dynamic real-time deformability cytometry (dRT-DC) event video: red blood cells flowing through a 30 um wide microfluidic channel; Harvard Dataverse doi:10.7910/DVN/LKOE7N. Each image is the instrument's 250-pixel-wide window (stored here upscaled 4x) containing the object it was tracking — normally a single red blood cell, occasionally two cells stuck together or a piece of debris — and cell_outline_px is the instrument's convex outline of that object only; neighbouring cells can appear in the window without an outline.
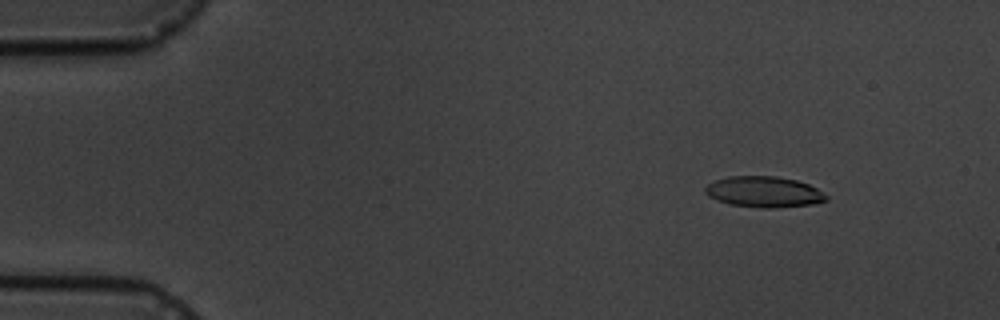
{"species": "common noctule bat (a hibernating species)", "species_latin": "Nyctalus noctula", "temperature_condition": "cold", "stored_images_in_passage": 15, "camera_frame_rate_fps": 3000, "um_per_image_px": 0.085, "animal": {"sex": "male", "body_mass_g": 19.5, "forearm_length_mm": 54.6}, "frame": {"image": 1, "passage_image": 2, "time_ms": 1.333, "image_size_px": [1000, 320], "cell_outline_px": [[828, 200], [812, 204], [772, 208], [760, 208], [732, 204], [716, 200], [708, 196], [704, 192], [704, 188], [708, 184], [716, 180], [728, 176], [776, 176], [796, 180], [808, 184], [816, 188], [828, 196]], "centroid_in_image_um": [64.92, 16.3], "position_along_channel_um": 20.1, "area_um2": 21.73}}
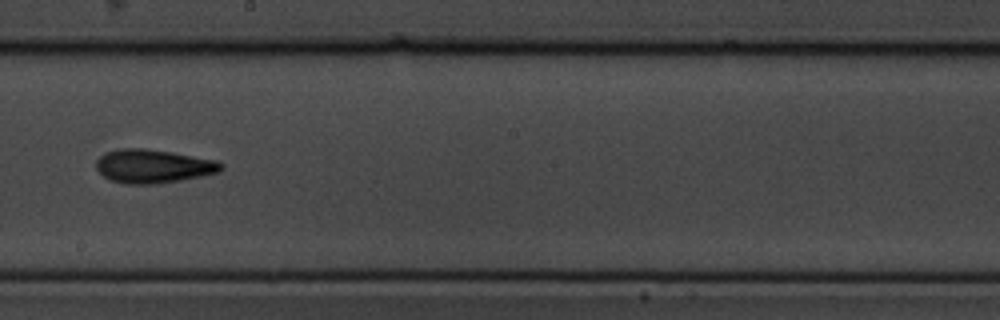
{"frame": {"image": 2, "passage_image": 9, "time_ms": 10.0, "image_size_px": [1000, 320], "cell_outline_px": [[224, 168], [220, 172], [180, 180], [156, 184], [124, 184], [108, 180], [96, 168], [96, 160], [104, 152], [120, 148], [144, 148], [172, 152], [216, 160], [224, 164]], "centroid_in_image_um": [13.0, 14.12], "position_along_channel_um": 235.2, "area_um2": 24.68}}
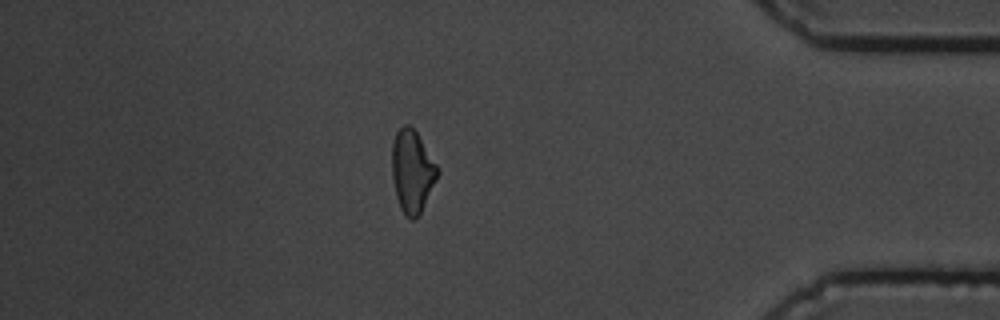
{"frame": {"image": 3, "passage_image": 14, "time_ms": 15.667, "image_size_px": [1000, 320], "cell_outline_px": [[440, 172], [420, 212], [412, 220], [400, 208], [396, 196], [392, 176], [392, 144], [396, 132], [404, 124], [408, 124], [416, 132], [436, 164]], "centroid_in_image_um": [35.02, 14.53], "position_along_channel_um": 400.2, "area_um2": 21.39}, "authors_computed_cell_mechanics": {"area_um2": 22.1952, "velocity_mm_per_s": 3.5259, "shape_relaxation_time_tau1_ms": 3.866, "shape_relaxation_time_tau2_ms": 2.5044, "deformation_change_tau1": 0.0958, "deformation_change_tau2": 0.0945}}